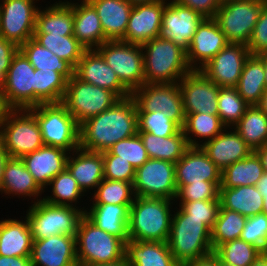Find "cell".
<instances>
[{"instance_id": "6da1fadb", "label": "cell", "mask_w": 267, "mask_h": 266, "mask_svg": "<svg viewBox=\"0 0 267 266\" xmlns=\"http://www.w3.org/2000/svg\"><path fill=\"white\" fill-rule=\"evenodd\" d=\"M79 147L102 153L122 139L138 133L137 108L132 96L85 120L79 128Z\"/></svg>"}, {"instance_id": "7a4b0ae2", "label": "cell", "mask_w": 267, "mask_h": 266, "mask_svg": "<svg viewBox=\"0 0 267 266\" xmlns=\"http://www.w3.org/2000/svg\"><path fill=\"white\" fill-rule=\"evenodd\" d=\"M171 201L135 196L129 209V240L168 242L173 217Z\"/></svg>"}, {"instance_id": "3957f363", "label": "cell", "mask_w": 267, "mask_h": 266, "mask_svg": "<svg viewBox=\"0 0 267 266\" xmlns=\"http://www.w3.org/2000/svg\"><path fill=\"white\" fill-rule=\"evenodd\" d=\"M141 46L147 84L178 83L192 70L186 51L173 41L158 36Z\"/></svg>"}, {"instance_id": "277c9868", "label": "cell", "mask_w": 267, "mask_h": 266, "mask_svg": "<svg viewBox=\"0 0 267 266\" xmlns=\"http://www.w3.org/2000/svg\"><path fill=\"white\" fill-rule=\"evenodd\" d=\"M173 214L169 249L174 259L183 264L206 257L214 251L211 244V229L202 219L189 218L181 207Z\"/></svg>"}, {"instance_id": "5b68a950", "label": "cell", "mask_w": 267, "mask_h": 266, "mask_svg": "<svg viewBox=\"0 0 267 266\" xmlns=\"http://www.w3.org/2000/svg\"><path fill=\"white\" fill-rule=\"evenodd\" d=\"M126 242L98 228L85 215L76 231V257L78 264L114 263L125 257Z\"/></svg>"}, {"instance_id": "8992f818", "label": "cell", "mask_w": 267, "mask_h": 266, "mask_svg": "<svg viewBox=\"0 0 267 266\" xmlns=\"http://www.w3.org/2000/svg\"><path fill=\"white\" fill-rule=\"evenodd\" d=\"M75 207L54 205L37 199L26 214L33 240L61 234L76 236L79 220L85 210Z\"/></svg>"}, {"instance_id": "52a82bcc", "label": "cell", "mask_w": 267, "mask_h": 266, "mask_svg": "<svg viewBox=\"0 0 267 266\" xmlns=\"http://www.w3.org/2000/svg\"><path fill=\"white\" fill-rule=\"evenodd\" d=\"M29 110L38 121L44 145L74 153L79 147L80 125L62 103L41 104Z\"/></svg>"}, {"instance_id": "ba28073f", "label": "cell", "mask_w": 267, "mask_h": 266, "mask_svg": "<svg viewBox=\"0 0 267 266\" xmlns=\"http://www.w3.org/2000/svg\"><path fill=\"white\" fill-rule=\"evenodd\" d=\"M0 140L14 158H22L44 145L38 121L29 109H13L8 114L0 124Z\"/></svg>"}, {"instance_id": "9c48e42d", "label": "cell", "mask_w": 267, "mask_h": 266, "mask_svg": "<svg viewBox=\"0 0 267 266\" xmlns=\"http://www.w3.org/2000/svg\"><path fill=\"white\" fill-rule=\"evenodd\" d=\"M118 100L120 98L110 90L86 83L74 75L67 81L62 104L80 125L109 109Z\"/></svg>"}, {"instance_id": "30bf717a", "label": "cell", "mask_w": 267, "mask_h": 266, "mask_svg": "<svg viewBox=\"0 0 267 266\" xmlns=\"http://www.w3.org/2000/svg\"><path fill=\"white\" fill-rule=\"evenodd\" d=\"M120 82L132 93L145 84L142 46L122 40H108L96 49Z\"/></svg>"}, {"instance_id": "8fae6325", "label": "cell", "mask_w": 267, "mask_h": 266, "mask_svg": "<svg viewBox=\"0 0 267 266\" xmlns=\"http://www.w3.org/2000/svg\"><path fill=\"white\" fill-rule=\"evenodd\" d=\"M264 4L231 0L220 4L214 16L229 43L247 45Z\"/></svg>"}, {"instance_id": "7c38bea8", "label": "cell", "mask_w": 267, "mask_h": 266, "mask_svg": "<svg viewBox=\"0 0 267 266\" xmlns=\"http://www.w3.org/2000/svg\"><path fill=\"white\" fill-rule=\"evenodd\" d=\"M131 96L137 112H163L181 128L185 123L182 93L179 83L143 84Z\"/></svg>"}, {"instance_id": "4fadbf2b", "label": "cell", "mask_w": 267, "mask_h": 266, "mask_svg": "<svg viewBox=\"0 0 267 266\" xmlns=\"http://www.w3.org/2000/svg\"><path fill=\"white\" fill-rule=\"evenodd\" d=\"M135 196L174 200L177 196L175 163L149 158L135 171Z\"/></svg>"}, {"instance_id": "5bb4252c", "label": "cell", "mask_w": 267, "mask_h": 266, "mask_svg": "<svg viewBox=\"0 0 267 266\" xmlns=\"http://www.w3.org/2000/svg\"><path fill=\"white\" fill-rule=\"evenodd\" d=\"M0 36L18 46L33 38L38 7L35 0H2Z\"/></svg>"}, {"instance_id": "9a60e30c", "label": "cell", "mask_w": 267, "mask_h": 266, "mask_svg": "<svg viewBox=\"0 0 267 266\" xmlns=\"http://www.w3.org/2000/svg\"><path fill=\"white\" fill-rule=\"evenodd\" d=\"M35 68L18 50L2 82L7 102L13 109L35 107Z\"/></svg>"}, {"instance_id": "2e32d148", "label": "cell", "mask_w": 267, "mask_h": 266, "mask_svg": "<svg viewBox=\"0 0 267 266\" xmlns=\"http://www.w3.org/2000/svg\"><path fill=\"white\" fill-rule=\"evenodd\" d=\"M185 114L207 113L218 115L220 87L202 71L191 70L179 82Z\"/></svg>"}, {"instance_id": "e0dca14e", "label": "cell", "mask_w": 267, "mask_h": 266, "mask_svg": "<svg viewBox=\"0 0 267 266\" xmlns=\"http://www.w3.org/2000/svg\"><path fill=\"white\" fill-rule=\"evenodd\" d=\"M204 18L190 7L176 0L170 1L163 10L159 37L173 41L187 52L197 27Z\"/></svg>"}, {"instance_id": "ac0fdd59", "label": "cell", "mask_w": 267, "mask_h": 266, "mask_svg": "<svg viewBox=\"0 0 267 266\" xmlns=\"http://www.w3.org/2000/svg\"><path fill=\"white\" fill-rule=\"evenodd\" d=\"M249 55L247 45L228 43L200 71L219 87H236Z\"/></svg>"}, {"instance_id": "d6986e66", "label": "cell", "mask_w": 267, "mask_h": 266, "mask_svg": "<svg viewBox=\"0 0 267 266\" xmlns=\"http://www.w3.org/2000/svg\"><path fill=\"white\" fill-rule=\"evenodd\" d=\"M74 75L86 83L110 90L120 99L131 96V92L120 82L114 70L106 64L96 49L83 52L74 69Z\"/></svg>"}, {"instance_id": "ffe728a7", "label": "cell", "mask_w": 267, "mask_h": 266, "mask_svg": "<svg viewBox=\"0 0 267 266\" xmlns=\"http://www.w3.org/2000/svg\"><path fill=\"white\" fill-rule=\"evenodd\" d=\"M166 0L133 5L124 42L142 45L159 36Z\"/></svg>"}, {"instance_id": "44dd1931", "label": "cell", "mask_w": 267, "mask_h": 266, "mask_svg": "<svg viewBox=\"0 0 267 266\" xmlns=\"http://www.w3.org/2000/svg\"><path fill=\"white\" fill-rule=\"evenodd\" d=\"M228 43L216 20L214 18H204L197 27L186 52L188 65L192 70H200Z\"/></svg>"}, {"instance_id": "7402d4cb", "label": "cell", "mask_w": 267, "mask_h": 266, "mask_svg": "<svg viewBox=\"0 0 267 266\" xmlns=\"http://www.w3.org/2000/svg\"><path fill=\"white\" fill-rule=\"evenodd\" d=\"M32 266H77L76 236L53 235L33 240Z\"/></svg>"}, {"instance_id": "603a6c76", "label": "cell", "mask_w": 267, "mask_h": 266, "mask_svg": "<svg viewBox=\"0 0 267 266\" xmlns=\"http://www.w3.org/2000/svg\"><path fill=\"white\" fill-rule=\"evenodd\" d=\"M177 186L209 181L221 186V170L206 155L201 147H189L175 163Z\"/></svg>"}, {"instance_id": "cb8c5ba5", "label": "cell", "mask_w": 267, "mask_h": 266, "mask_svg": "<svg viewBox=\"0 0 267 266\" xmlns=\"http://www.w3.org/2000/svg\"><path fill=\"white\" fill-rule=\"evenodd\" d=\"M68 151L43 145L38 150L23 156L25 167L44 190L50 181L66 168Z\"/></svg>"}, {"instance_id": "d4e9b609", "label": "cell", "mask_w": 267, "mask_h": 266, "mask_svg": "<svg viewBox=\"0 0 267 266\" xmlns=\"http://www.w3.org/2000/svg\"><path fill=\"white\" fill-rule=\"evenodd\" d=\"M200 147L221 171L253 151L235 129L233 132L222 131L214 139L200 144Z\"/></svg>"}, {"instance_id": "484cf974", "label": "cell", "mask_w": 267, "mask_h": 266, "mask_svg": "<svg viewBox=\"0 0 267 266\" xmlns=\"http://www.w3.org/2000/svg\"><path fill=\"white\" fill-rule=\"evenodd\" d=\"M67 3L73 8V36L86 50L97 49L108 41L96 10L87 0H82L81 4Z\"/></svg>"}, {"instance_id": "4316f807", "label": "cell", "mask_w": 267, "mask_h": 266, "mask_svg": "<svg viewBox=\"0 0 267 266\" xmlns=\"http://www.w3.org/2000/svg\"><path fill=\"white\" fill-rule=\"evenodd\" d=\"M96 10L104 36L121 40L125 36L133 5L127 0H87Z\"/></svg>"}, {"instance_id": "83f0119b", "label": "cell", "mask_w": 267, "mask_h": 266, "mask_svg": "<svg viewBox=\"0 0 267 266\" xmlns=\"http://www.w3.org/2000/svg\"><path fill=\"white\" fill-rule=\"evenodd\" d=\"M74 152H76L72 155L74 157L68 155L66 168L83 192L93 187L96 189L104 179L102 153L84 150L80 147Z\"/></svg>"}, {"instance_id": "f1b7e54d", "label": "cell", "mask_w": 267, "mask_h": 266, "mask_svg": "<svg viewBox=\"0 0 267 266\" xmlns=\"http://www.w3.org/2000/svg\"><path fill=\"white\" fill-rule=\"evenodd\" d=\"M132 204H92L84 215L98 228L123 239L128 237L129 209Z\"/></svg>"}, {"instance_id": "f546056e", "label": "cell", "mask_w": 267, "mask_h": 266, "mask_svg": "<svg viewBox=\"0 0 267 266\" xmlns=\"http://www.w3.org/2000/svg\"><path fill=\"white\" fill-rule=\"evenodd\" d=\"M33 238L27 218L25 221H0V255L11 257L31 256Z\"/></svg>"}, {"instance_id": "4dcf8cb0", "label": "cell", "mask_w": 267, "mask_h": 266, "mask_svg": "<svg viewBox=\"0 0 267 266\" xmlns=\"http://www.w3.org/2000/svg\"><path fill=\"white\" fill-rule=\"evenodd\" d=\"M125 257L131 266H181L173 257L168 242H126Z\"/></svg>"}, {"instance_id": "1f68e13d", "label": "cell", "mask_w": 267, "mask_h": 266, "mask_svg": "<svg viewBox=\"0 0 267 266\" xmlns=\"http://www.w3.org/2000/svg\"><path fill=\"white\" fill-rule=\"evenodd\" d=\"M220 207L236 211L245 217L261 214L263 195L256 185L235 188H219Z\"/></svg>"}, {"instance_id": "d6a6232c", "label": "cell", "mask_w": 267, "mask_h": 266, "mask_svg": "<svg viewBox=\"0 0 267 266\" xmlns=\"http://www.w3.org/2000/svg\"><path fill=\"white\" fill-rule=\"evenodd\" d=\"M44 191L25 167L21 158L10 157L5 164L0 192L36 198Z\"/></svg>"}, {"instance_id": "836d02e7", "label": "cell", "mask_w": 267, "mask_h": 266, "mask_svg": "<svg viewBox=\"0 0 267 266\" xmlns=\"http://www.w3.org/2000/svg\"><path fill=\"white\" fill-rule=\"evenodd\" d=\"M61 2L43 11L38 8L34 34L73 35V8L67 2Z\"/></svg>"}, {"instance_id": "e575fe53", "label": "cell", "mask_w": 267, "mask_h": 266, "mask_svg": "<svg viewBox=\"0 0 267 266\" xmlns=\"http://www.w3.org/2000/svg\"><path fill=\"white\" fill-rule=\"evenodd\" d=\"M235 88L249 106L259 104L267 85L262 59L258 55H249Z\"/></svg>"}, {"instance_id": "d590c367", "label": "cell", "mask_w": 267, "mask_h": 266, "mask_svg": "<svg viewBox=\"0 0 267 266\" xmlns=\"http://www.w3.org/2000/svg\"><path fill=\"white\" fill-rule=\"evenodd\" d=\"M149 158L176 163L190 147L181 129L175 135L159 137L147 132H138Z\"/></svg>"}, {"instance_id": "8d00e7d4", "label": "cell", "mask_w": 267, "mask_h": 266, "mask_svg": "<svg viewBox=\"0 0 267 266\" xmlns=\"http://www.w3.org/2000/svg\"><path fill=\"white\" fill-rule=\"evenodd\" d=\"M264 173L265 171L259 156L255 151H252L244 159L227 166L221 171L220 188L256 185Z\"/></svg>"}, {"instance_id": "74e56055", "label": "cell", "mask_w": 267, "mask_h": 266, "mask_svg": "<svg viewBox=\"0 0 267 266\" xmlns=\"http://www.w3.org/2000/svg\"><path fill=\"white\" fill-rule=\"evenodd\" d=\"M19 50L36 70L57 71L67 80L74 76L75 68L69 62L59 58L33 38L20 45Z\"/></svg>"}, {"instance_id": "f35d334b", "label": "cell", "mask_w": 267, "mask_h": 266, "mask_svg": "<svg viewBox=\"0 0 267 266\" xmlns=\"http://www.w3.org/2000/svg\"><path fill=\"white\" fill-rule=\"evenodd\" d=\"M234 129L255 151L267 141V115L257 105L248 106Z\"/></svg>"}, {"instance_id": "ab89813d", "label": "cell", "mask_w": 267, "mask_h": 266, "mask_svg": "<svg viewBox=\"0 0 267 266\" xmlns=\"http://www.w3.org/2000/svg\"><path fill=\"white\" fill-rule=\"evenodd\" d=\"M35 107L41 104L62 103L66 93L67 79L57 71H34Z\"/></svg>"}, {"instance_id": "60d3db41", "label": "cell", "mask_w": 267, "mask_h": 266, "mask_svg": "<svg viewBox=\"0 0 267 266\" xmlns=\"http://www.w3.org/2000/svg\"><path fill=\"white\" fill-rule=\"evenodd\" d=\"M182 129L187 142L191 147H200L196 138L192 139L191 135H195L197 138H205V140L207 139L206 141H210L222 131H226V127L222 124L218 115L207 113L185 114V123ZM190 133L191 135L189 136Z\"/></svg>"}, {"instance_id": "b9f144b4", "label": "cell", "mask_w": 267, "mask_h": 266, "mask_svg": "<svg viewBox=\"0 0 267 266\" xmlns=\"http://www.w3.org/2000/svg\"><path fill=\"white\" fill-rule=\"evenodd\" d=\"M247 217L236 211L221 208L211 230V244L215 251L221 244L239 239Z\"/></svg>"}, {"instance_id": "7bdbcfd3", "label": "cell", "mask_w": 267, "mask_h": 266, "mask_svg": "<svg viewBox=\"0 0 267 266\" xmlns=\"http://www.w3.org/2000/svg\"><path fill=\"white\" fill-rule=\"evenodd\" d=\"M33 39L74 68L86 50L73 35L34 34Z\"/></svg>"}, {"instance_id": "ee69618b", "label": "cell", "mask_w": 267, "mask_h": 266, "mask_svg": "<svg viewBox=\"0 0 267 266\" xmlns=\"http://www.w3.org/2000/svg\"><path fill=\"white\" fill-rule=\"evenodd\" d=\"M217 104L218 116L227 129L238 123L249 106L235 87H220Z\"/></svg>"}, {"instance_id": "f6af8a7d", "label": "cell", "mask_w": 267, "mask_h": 266, "mask_svg": "<svg viewBox=\"0 0 267 266\" xmlns=\"http://www.w3.org/2000/svg\"><path fill=\"white\" fill-rule=\"evenodd\" d=\"M51 184L53 197H43V200L54 205L74 206L72 203H77L84 193L67 168L54 177Z\"/></svg>"}, {"instance_id": "bcb514c9", "label": "cell", "mask_w": 267, "mask_h": 266, "mask_svg": "<svg viewBox=\"0 0 267 266\" xmlns=\"http://www.w3.org/2000/svg\"><path fill=\"white\" fill-rule=\"evenodd\" d=\"M95 191L93 204H132L135 199L130 182L103 179Z\"/></svg>"}, {"instance_id": "7dc6e473", "label": "cell", "mask_w": 267, "mask_h": 266, "mask_svg": "<svg viewBox=\"0 0 267 266\" xmlns=\"http://www.w3.org/2000/svg\"><path fill=\"white\" fill-rule=\"evenodd\" d=\"M262 251L242 239L221 244L214 253L225 263L234 266H250Z\"/></svg>"}, {"instance_id": "c3c4849f", "label": "cell", "mask_w": 267, "mask_h": 266, "mask_svg": "<svg viewBox=\"0 0 267 266\" xmlns=\"http://www.w3.org/2000/svg\"><path fill=\"white\" fill-rule=\"evenodd\" d=\"M138 132H147L159 137H169L182 128L163 112H137Z\"/></svg>"}, {"instance_id": "681fc988", "label": "cell", "mask_w": 267, "mask_h": 266, "mask_svg": "<svg viewBox=\"0 0 267 266\" xmlns=\"http://www.w3.org/2000/svg\"><path fill=\"white\" fill-rule=\"evenodd\" d=\"M107 151L112 155H117V159L128 161L135 169L141 167L149 159L144 143L138 133L118 141Z\"/></svg>"}, {"instance_id": "f907efd6", "label": "cell", "mask_w": 267, "mask_h": 266, "mask_svg": "<svg viewBox=\"0 0 267 266\" xmlns=\"http://www.w3.org/2000/svg\"><path fill=\"white\" fill-rule=\"evenodd\" d=\"M240 239L259 248L262 252L267 251V215L257 214L247 217Z\"/></svg>"}, {"instance_id": "816d5d0a", "label": "cell", "mask_w": 267, "mask_h": 266, "mask_svg": "<svg viewBox=\"0 0 267 266\" xmlns=\"http://www.w3.org/2000/svg\"><path fill=\"white\" fill-rule=\"evenodd\" d=\"M104 179L133 183L136 169L124 159H117L108 151L102 152Z\"/></svg>"}, {"instance_id": "f5cc1de1", "label": "cell", "mask_w": 267, "mask_h": 266, "mask_svg": "<svg viewBox=\"0 0 267 266\" xmlns=\"http://www.w3.org/2000/svg\"><path fill=\"white\" fill-rule=\"evenodd\" d=\"M180 207L189 214V218L202 219L212 230L220 209V199L197 200L179 203Z\"/></svg>"}, {"instance_id": "db71d44e", "label": "cell", "mask_w": 267, "mask_h": 266, "mask_svg": "<svg viewBox=\"0 0 267 266\" xmlns=\"http://www.w3.org/2000/svg\"><path fill=\"white\" fill-rule=\"evenodd\" d=\"M219 198V187L209 181L202 183H191L185 186H177L176 199H180V203L197 201V200H216Z\"/></svg>"}, {"instance_id": "11a10c76", "label": "cell", "mask_w": 267, "mask_h": 266, "mask_svg": "<svg viewBox=\"0 0 267 266\" xmlns=\"http://www.w3.org/2000/svg\"><path fill=\"white\" fill-rule=\"evenodd\" d=\"M247 47L251 55L267 52V3L261 9Z\"/></svg>"}, {"instance_id": "9f6ffc18", "label": "cell", "mask_w": 267, "mask_h": 266, "mask_svg": "<svg viewBox=\"0 0 267 266\" xmlns=\"http://www.w3.org/2000/svg\"><path fill=\"white\" fill-rule=\"evenodd\" d=\"M18 50L17 44L0 36V83L5 80L12 59Z\"/></svg>"}, {"instance_id": "6f0895ef", "label": "cell", "mask_w": 267, "mask_h": 266, "mask_svg": "<svg viewBox=\"0 0 267 266\" xmlns=\"http://www.w3.org/2000/svg\"><path fill=\"white\" fill-rule=\"evenodd\" d=\"M180 4L199 12L205 18H214L219 4L216 0H176Z\"/></svg>"}, {"instance_id": "680465c9", "label": "cell", "mask_w": 267, "mask_h": 266, "mask_svg": "<svg viewBox=\"0 0 267 266\" xmlns=\"http://www.w3.org/2000/svg\"><path fill=\"white\" fill-rule=\"evenodd\" d=\"M0 266H32L30 256L9 257L0 255Z\"/></svg>"}, {"instance_id": "91938a15", "label": "cell", "mask_w": 267, "mask_h": 266, "mask_svg": "<svg viewBox=\"0 0 267 266\" xmlns=\"http://www.w3.org/2000/svg\"><path fill=\"white\" fill-rule=\"evenodd\" d=\"M182 266H217V255L212 254L183 264Z\"/></svg>"}, {"instance_id": "94428289", "label": "cell", "mask_w": 267, "mask_h": 266, "mask_svg": "<svg viewBox=\"0 0 267 266\" xmlns=\"http://www.w3.org/2000/svg\"><path fill=\"white\" fill-rule=\"evenodd\" d=\"M12 110L13 108L7 102L2 83H0V124Z\"/></svg>"}, {"instance_id": "6125c7cd", "label": "cell", "mask_w": 267, "mask_h": 266, "mask_svg": "<svg viewBox=\"0 0 267 266\" xmlns=\"http://www.w3.org/2000/svg\"><path fill=\"white\" fill-rule=\"evenodd\" d=\"M256 187L263 195L264 205L262 213L267 215V173H264L263 176L259 179Z\"/></svg>"}, {"instance_id": "be15d7a7", "label": "cell", "mask_w": 267, "mask_h": 266, "mask_svg": "<svg viewBox=\"0 0 267 266\" xmlns=\"http://www.w3.org/2000/svg\"><path fill=\"white\" fill-rule=\"evenodd\" d=\"M9 158L10 156L7 153L6 149L4 148L2 141L0 140V190H1V185L3 182V173H4L5 164Z\"/></svg>"}, {"instance_id": "e7e4bbea", "label": "cell", "mask_w": 267, "mask_h": 266, "mask_svg": "<svg viewBox=\"0 0 267 266\" xmlns=\"http://www.w3.org/2000/svg\"><path fill=\"white\" fill-rule=\"evenodd\" d=\"M77 266H131L126 257L122 258L121 260L114 262V263H104V264H97V263H89V264H78Z\"/></svg>"}, {"instance_id": "03108f58", "label": "cell", "mask_w": 267, "mask_h": 266, "mask_svg": "<svg viewBox=\"0 0 267 266\" xmlns=\"http://www.w3.org/2000/svg\"><path fill=\"white\" fill-rule=\"evenodd\" d=\"M255 152L262 162V166L264 168L265 173H267V146L264 145L260 148H257Z\"/></svg>"}, {"instance_id": "003e7915", "label": "cell", "mask_w": 267, "mask_h": 266, "mask_svg": "<svg viewBox=\"0 0 267 266\" xmlns=\"http://www.w3.org/2000/svg\"><path fill=\"white\" fill-rule=\"evenodd\" d=\"M250 266H267V251L261 252Z\"/></svg>"}, {"instance_id": "a7ac6f4b", "label": "cell", "mask_w": 267, "mask_h": 266, "mask_svg": "<svg viewBox=\"0 0 267 266\" xmlns=\"http://www.w3.org/2000/svg\"><path fill=\"white\" fill-rule=\"evenodd\" d=\"M257 106L267 115V88L265 89Z\"/></svg>"}, {"instance_id": "89a4df30", "label": "cell", "mask_w": 267, "mask_h": 266, "mask_svg": "<svg viewBox=\"0 0 267 266\" xmlns=\"http://www.w3.org/2000/svg\"><path fill=\"white\" fill-rule=\"evenodd\" d=\"M258 56L262 59L263 63V68L265 71V80H266V85H267V52L260 53Z\"/></svg>"}, {"instance_id": "2644e50d", "label": "cell", "mask_w": 267, "mask_h": 266, "mask_svg": "<svg viewBox=\"0 0 267 266\" xmlns=\"http://www.w3.org/2000/svg\"><path fill=\"white\" fill-rule=\"evenodd\" d=\"M129 3H131L132 5H136V4H143V3H152L158 0H127Z\"/></svg>"}, {"instance_id": "8c879c8a", "label": "cell", "mask_w": 267, "mask_h": 266, "mask_svg": "<svg viewBox=\"0 0 267 266\" xmlns=\"http://www.w3.org/2000/svg\"><path fill=\"white\" fill-rule=\"evenodd\" d=\"M217 266H234V265L225 263L224 261H222V260L217 256Z\"/></svg>"}, {"instance_id": "753ad0ef", "label": "cell", "mask_w": 267, "mask_h": 266, "mask_svg": "<svg viewBox=\"0 0 267 266\" xmlns=\"http://www.w3.org/2000/svg\"><path fill=\"white\" fill-rule=\"evenodd\" d=\"M247 1L258 2V3H261V4H266L267 3V0H247Z\"/></svg>"}, {"instance_id": "34e18365", "label": "cell", "mask_w": 267, "mask_h": 266, "mask_svg": "<svg viewBox=\"0 0 267 266\" xmlns=\"http://www.w3.org/2000/svg\"><path fill=\"white\" fill-rule=\"evenodd\" d=\"M217 2H218V4L220 5V4H224V3H226V2H229V1H231V0H216Z\"/></svg>"}]
</instances>
